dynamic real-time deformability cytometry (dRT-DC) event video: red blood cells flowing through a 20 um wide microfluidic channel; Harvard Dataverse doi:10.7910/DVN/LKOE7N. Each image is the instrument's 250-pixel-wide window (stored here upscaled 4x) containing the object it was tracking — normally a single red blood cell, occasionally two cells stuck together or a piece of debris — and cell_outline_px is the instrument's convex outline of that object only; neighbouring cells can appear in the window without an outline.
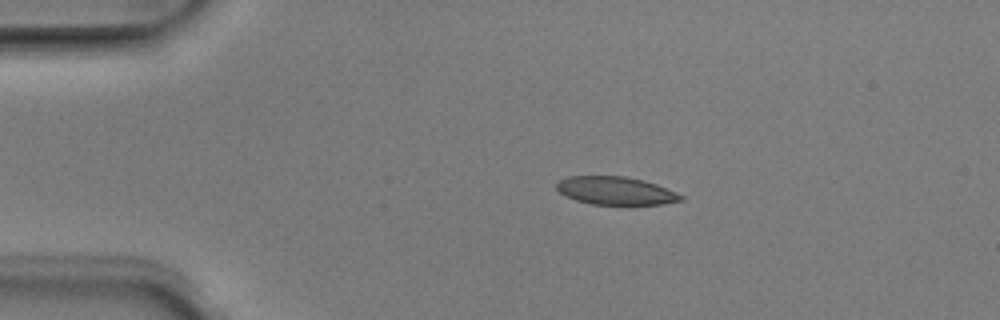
{"species": "Egyptian fruit bat (a non-hibernating species)", "species_latin": "Rousettus aegyptiacus", "temperature_condition": "room temperature", "stored_images_in_passage": 4, "camera_frame_rate_fps": 3000, "um_per_image_px": 0.085, "animal": {"sex": "male"}, "frame": {"image": 1, "passage_image": 3, "time_ms": 0.667, "image_size_px": [1000, 320], "cell_outline_px": [[684, 200], [660, 204], [592, 204], [576, 200], [560, 192], [556, 188], [556, 184], [560, 180], [568, 176], [624, 176], [644, 180], [656, 184], [676, 192], [684, 196]], "centroid_in_image_um": [52.35, 16.2], "position_along_channel_um": 32.7, "area_um2": 20.11}}